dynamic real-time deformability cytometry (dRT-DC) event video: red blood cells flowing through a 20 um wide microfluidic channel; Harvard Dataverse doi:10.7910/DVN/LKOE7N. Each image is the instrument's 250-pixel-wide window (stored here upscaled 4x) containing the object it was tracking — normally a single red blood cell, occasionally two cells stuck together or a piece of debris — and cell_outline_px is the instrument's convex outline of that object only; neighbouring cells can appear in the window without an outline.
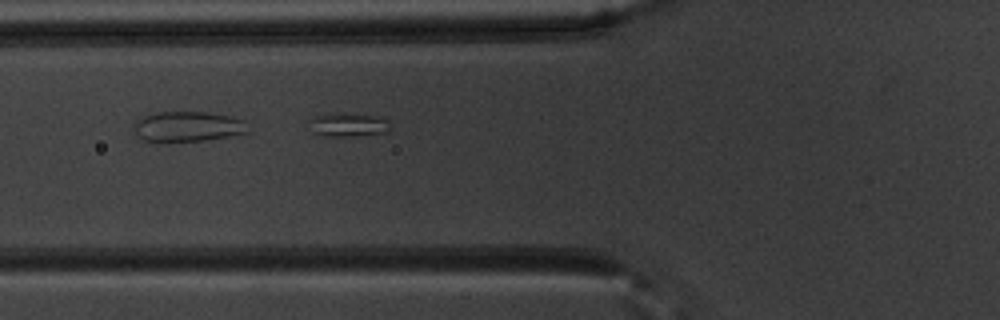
{"species": "common noctule bat (a hibernating species)", "species_latin": "Nyctalus noctula", "temperature_condition": "warm", "stored_images_in_passage": 41, "camera_frame_rate_fps": 3000, "um_per_image_px": 0.085, "animal": {"sex": "male", "body_mass_g": 20.1, "forearm_length_mm": 53.5}, "frame": {"image": 1, "passage_image": 8, "time_ms": 2.333, "image_size_px": [1000, 320], "cell_outline_px": [[388, 132], [352, 136], [320, 136], [312, 132], [308, 120], [316, 116], [372, 116], [388, 120]], "centroid_in_image_um": [29.55, 10.68], "position_along_channel_um": 96.2, "area_um2": 10.29}}
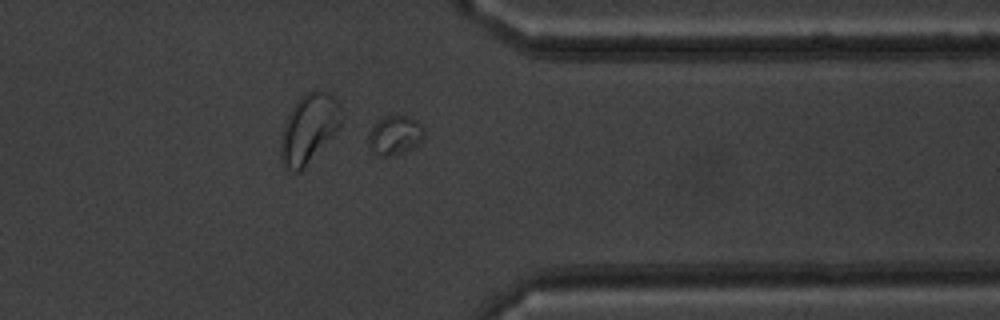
{"frame": {"image": 2, "passage_image": 31, "time_ms": 10.0, "image_size_px": [1000, 320], "cell_outline_px": [[424, 140], [412, 148], [404, 152], [392, 156], [376, 156], [372, 152], [368, 144], [368, 136], [372, 128], [384, 116], [404, 116], [416, 120], [424, 128]], "centroid_in_image_um": [33.57, 11.53], "position_along_channel_um": 377.8, "area_um2": 12.72}}